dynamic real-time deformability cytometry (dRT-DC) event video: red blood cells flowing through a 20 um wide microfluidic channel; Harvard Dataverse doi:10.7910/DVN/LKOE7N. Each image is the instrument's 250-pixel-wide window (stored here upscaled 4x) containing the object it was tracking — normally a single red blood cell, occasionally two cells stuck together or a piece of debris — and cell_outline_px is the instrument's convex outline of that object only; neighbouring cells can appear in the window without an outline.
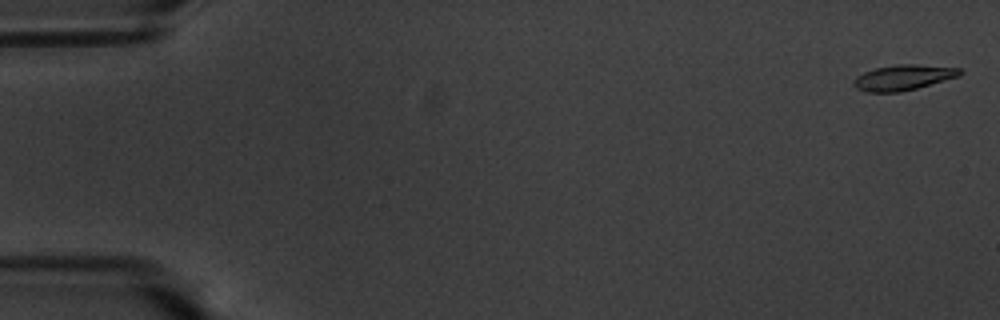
{"species": "common noctule bat (a hibernating species)", "species_latin": "Nyctalus noctula", "temperature_condition": "warm", "stored_images_in_passage": 16, "camera_frame_rate_fps": 3000, "um_per_image_px": 0.085, "animal": {"sex": "male", "body_mass_g": 20.1, "forearm_length_mm": 53.5}, "frame": {"image": 1, "passage_image": 2, "time_ms": 0.333, "image_size_px": [1000, 320], "cell_outline_px": [[964, 72], [960, 76], [916, 88], [900, 92], [864, 92], [856, 88], [852, 84], [852, 80], [856, 76], [864, 72], [876, 68], [896, 64], [916, 64], [960, 68]], "centroid_in_image_um": [76.76, 6.59], "position_along_channel_um": 8.2, "area_um2": 15.84}}